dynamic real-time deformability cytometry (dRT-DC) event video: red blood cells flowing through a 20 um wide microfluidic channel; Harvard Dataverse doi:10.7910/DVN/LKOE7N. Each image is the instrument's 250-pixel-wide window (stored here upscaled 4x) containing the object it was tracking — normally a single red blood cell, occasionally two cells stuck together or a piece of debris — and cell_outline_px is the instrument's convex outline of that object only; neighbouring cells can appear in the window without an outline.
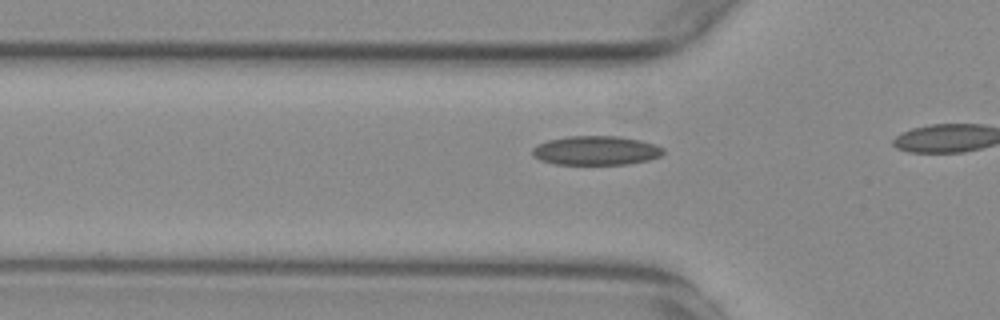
{"species": "common noctule bat (a hibernating species)", "species_latin": "Nyctalus noctula", "temperature_condition": "warm", "stored_images_in_passage": 13, "camera_frame_rate_fps": 3000, "um_per_image_px": 0.085, "animal": {"sex": "female", "body_mass_g": 29.2, "forearm_length_mm": 56.3}, "frame": {"image": 1, "passage_image": 8, "time_ms": 2.333, "image_size_px": [1000, 320], "cell_outline_px": [[664, 152], [660, 156], [648, 160], [628, 164], [556, 164], [540, 160], [532, 156], [532, 148], [536, 144], [548, 140], [568, 136], [620, 136], [640, 140], [656, 144], [664, 148]], "centroid_in_image_um": [50.65, 12.79], "position_along_channel_um": 75.2, "area_um2": 22.37}}
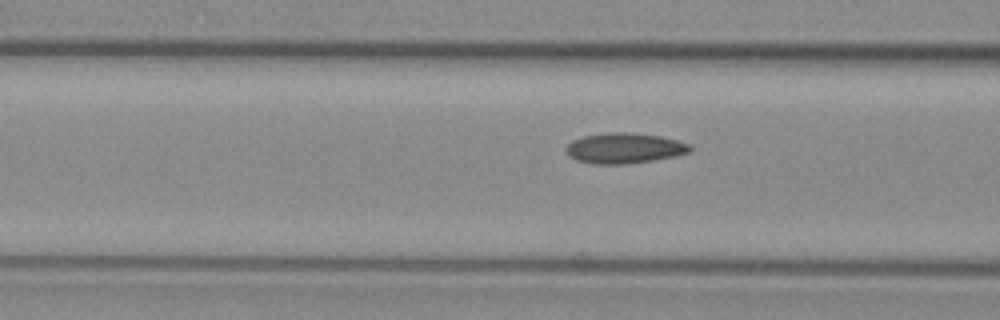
{"frame": {"image": 2, "passage_image": 11, "time_ms": 3.333, "image_size_px": [1000, 320], "cell_outline_px": [[692, 148], [688, 152], [676, 156], [628, 164], [592, 164], [576, 160], [568, 156], [564, 148], [572, 140], [580, 136], [612, 132], [628, 132], [660, 136], [676, 140], [688, 144]], "centroid_in_image_um": [53.0, 12.6], "position_along_channel_um": 113.6, "area_um2": 22.08}}